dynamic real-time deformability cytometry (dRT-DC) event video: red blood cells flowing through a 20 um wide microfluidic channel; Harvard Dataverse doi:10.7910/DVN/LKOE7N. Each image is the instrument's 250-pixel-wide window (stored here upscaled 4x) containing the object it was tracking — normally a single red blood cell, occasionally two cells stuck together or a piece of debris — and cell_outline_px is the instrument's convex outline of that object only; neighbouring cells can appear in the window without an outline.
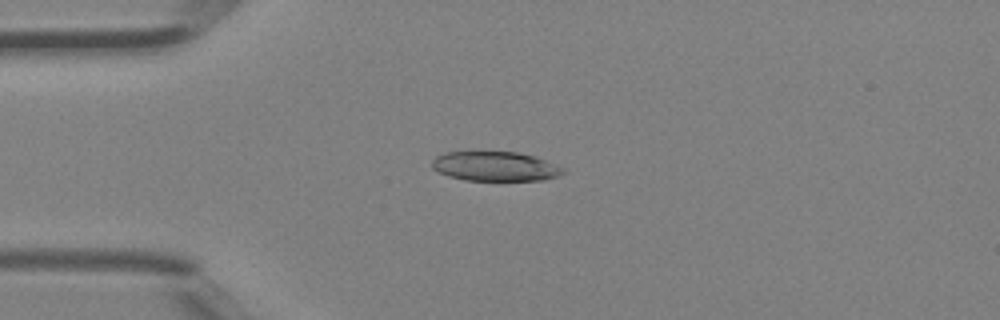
{"species": "Egyptian fruit bat (a non-hibernating species)", "species_latin": "Rousettus aegyptiacus", "temperature_condition": "room temperature", "stored_images_in_passage": 43, "camera_frame_rate_fps": 3000, "um_per_image_px": 0.085, "animal": {"sex": "female"}, "frame": {"image": 1, "passage_image": 10, "time_ms": 3.0, "image_size_px": [1000, 320], "cell_outline_px": [[564, 172], [556, 176], [544, 180], [464, 180], [448, 176], [432, 168], [432, 160], [436, 156], [444, 152], [516, 152], [536, 156], [564, 168]], "centroid_in_image_um": [42.07, 14.13], "position_along_channel_um": 42.9, "area_um2": 22.43}}
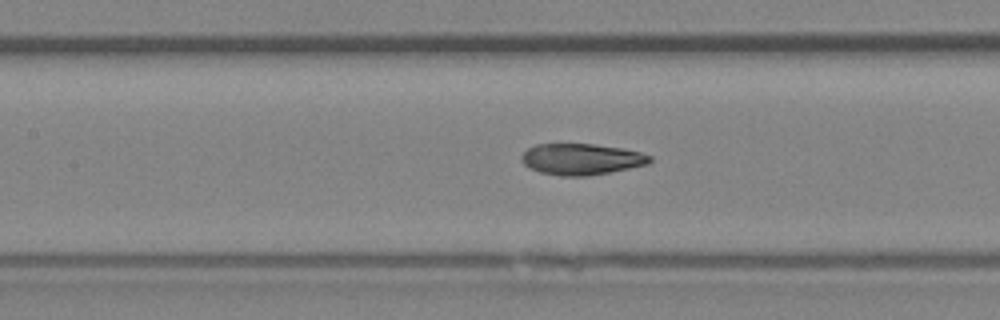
{"frame": {"image": 2, "passage_image": 19, "time_ms": 6.0, "image_size_px": [1000, 320], "cell_outline_px": [[652, 160], [648, 164], [588, 176], [560, 176], [540, 172], [528, 168], [524, 164], [520, 156], [528, 148], [536, 144], [592, 144], [620, 148], [640, 152], [652, 156]], "centroid_in_image_um": [49.39, 13.53], "position_along_channel_um": 158.0, "area_um2": 23.24}}
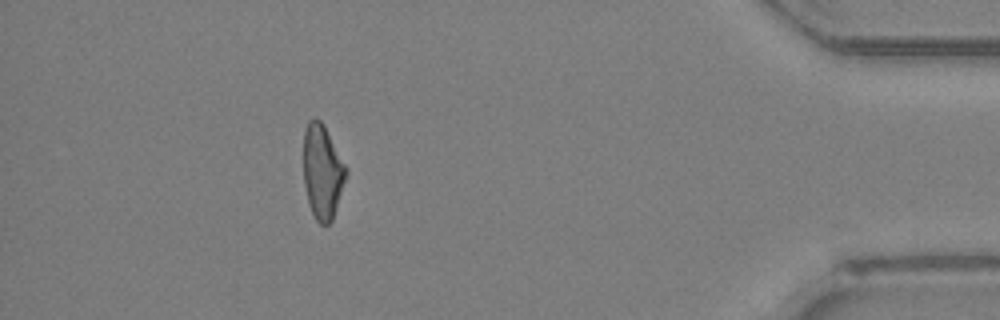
{"frame": {"image": 3, "passage_image": 39, "time_ms": 12.667, "image_size_px": [1000, 320], "cell_outline_px": [[348, 172], [332, 220], [328, 224], [320, 224], [316, 220], [308, 204], [304, 184], [304, 132], [308, 120], [316, 116], [320, 120], [348, 168]], "centroid_in_image_um": [27.4, 14.6], "position_along_channel_um": 407.8, "area_um2": 23.29}, "authors_computed_cell_mechanics": {"area_um2": 23.7558, "velocity_mm_per_s": 4.5705, "shape_relaxation_time_tau1_ms": 4.7232, "shape_relaxation_time_tau2_ms": 2.3412, "deformation_change_tau1": 0.1782, "deformation_change_tau2": 0.0747}}